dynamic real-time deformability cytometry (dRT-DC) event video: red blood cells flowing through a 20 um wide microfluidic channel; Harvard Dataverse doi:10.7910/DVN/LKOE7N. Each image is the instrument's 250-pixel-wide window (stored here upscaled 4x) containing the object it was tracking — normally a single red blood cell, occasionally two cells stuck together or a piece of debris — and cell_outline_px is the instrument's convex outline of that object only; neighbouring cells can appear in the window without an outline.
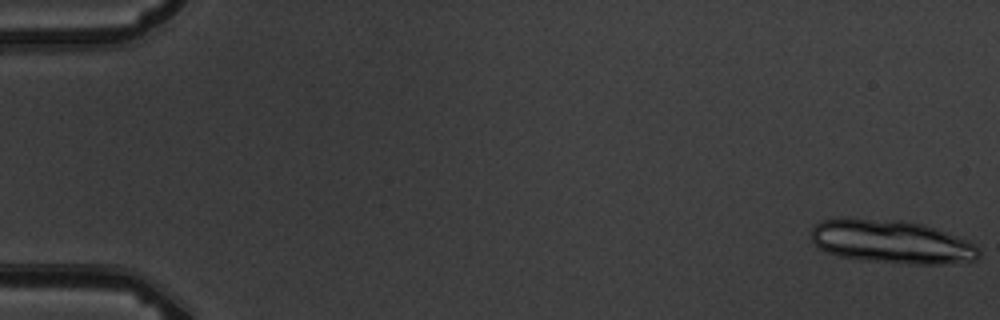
{"species": "common noctule bat (a hibernating species)", "species_latin": "Nyctalus noctula", "temperature_condition": "warm", "stored_images_in_passage": 8, "segment_of_instrument_passage": [1, 2], "camera_frame_rate_fps": 3000, "um_per_image_px": 0.085, "animal": {"sex": "male", "body_mass_g": 19.5, "forearm_length_mm": 54.6}, "frame": {"image": 1, "passage_image": 1, "time_ms": 0.0, "image_size_px": [1000, 320], "cell_outline_px": [[980, 256], [976, 260], [940, 264], [912, 264], [860, 260], [840, 256], [828, 252], [820, 248], [812, 240], [812, 228], [820, 220], [836, 216], [848, 216], [904, 220], [920, 224], [968, 240], [976, 244], [980, 248]], "centroid_in_image_um": [75.74, 20.52], "position_along_channel_um": 9.3, "area_um2": 43.0}}